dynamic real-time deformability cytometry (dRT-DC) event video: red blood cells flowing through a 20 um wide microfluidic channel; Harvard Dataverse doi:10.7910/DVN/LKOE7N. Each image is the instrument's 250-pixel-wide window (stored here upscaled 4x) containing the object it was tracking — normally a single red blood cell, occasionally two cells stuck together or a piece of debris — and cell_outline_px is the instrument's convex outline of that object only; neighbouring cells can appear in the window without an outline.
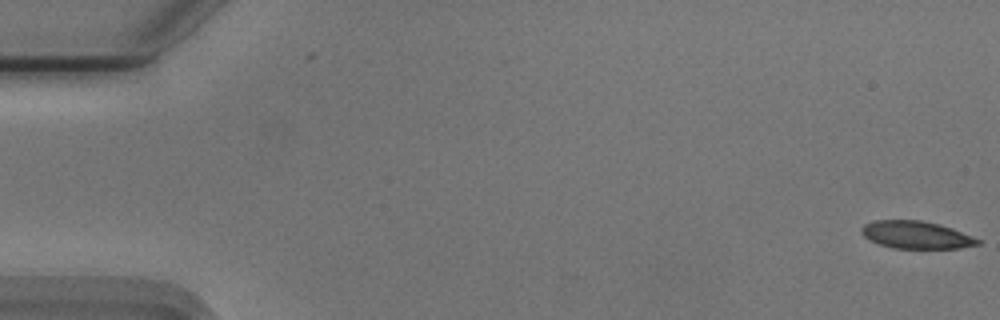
{"species": "Egyptian fruit bat (a non-hibernating species)", "species_latin": "Rousettus aegyptiacus", "temperature_condition": "cold", "stored_images_in_passage": 55, "camera_frame_rate_fps": 3000, "um_per_image_px": 0.085, "animal": {"sex": "male"}, "frame": {"image": 1, "passage_image": 1, "time_ms": 0.0, "image_size_px": [1000, 320], "cell_outline_px": [[980, 244], [960, 248], [892, 248], [868, 240], [860, 232], [860, 228], [864, 224], [876, 220], [920, 220], [940, 224], [952, 228], [972, 236], [980, 240]], "centroid_in_image_um": [77.85, 19.96], "position_along_channel_um": 7.2, "area_um2": 18.67}}
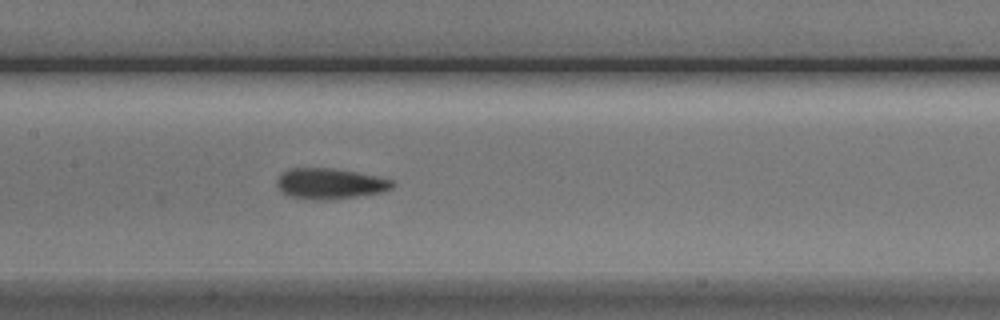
{"frame": {"image": 2, "passage_image": 27, "time_ms": 8.667, "image_size_px": [1000, 320], "cell_outline_px": [[396, 184], [392, 188], [384, 192], [356, 196], [324, 200], [312, 200], [288, 196], [276, 184], [276, 180], [280, 172], [288, 168], [332, 168], [356, 172], [376, 176], [392, 180]], "centroid_in_image_um": [28.03, 15.6], "position_along_channel_um": 179.4, "area_um2": 20.75}}
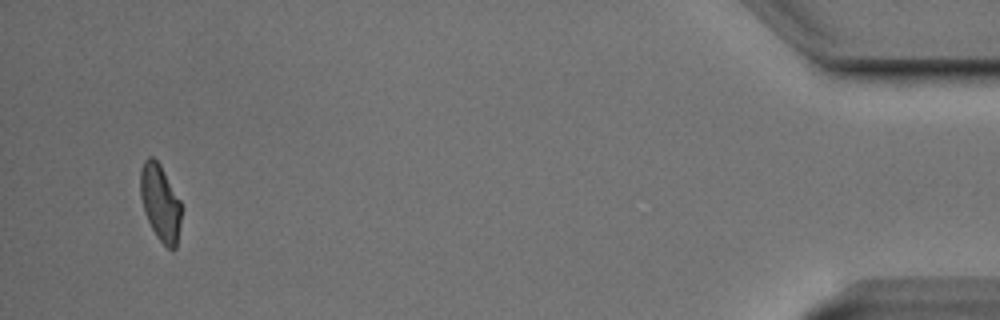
{"frame": {"image": 3, "passage_image": 53, "time_ms": 17.333, "image_size_px": [1000, 320], "cell_outline_px": [[184, 208], [176, 248], [172, 252], [156, 236], [144, 212], [140, 196], [140, 168], [144, 160], [148, 156], [152, 156], [160, 164], [180, 200]], "centroid_in_image_um": [13.65, 17.24], "position_along_channel_um": 421.6, "area_um2": 18.67}, "authors_computed_cell_mechanics": {"area_um2": 19.8832, "velocity_mm_per_s": 3.7295, "shape_relaxation_time_tau1_ms": 3.4825, "shape_relaxation_time_tau2_ms": 2.6802, "deformation_change_tau1": 0.1056, "deformation_change_tau2": 0.0848}}